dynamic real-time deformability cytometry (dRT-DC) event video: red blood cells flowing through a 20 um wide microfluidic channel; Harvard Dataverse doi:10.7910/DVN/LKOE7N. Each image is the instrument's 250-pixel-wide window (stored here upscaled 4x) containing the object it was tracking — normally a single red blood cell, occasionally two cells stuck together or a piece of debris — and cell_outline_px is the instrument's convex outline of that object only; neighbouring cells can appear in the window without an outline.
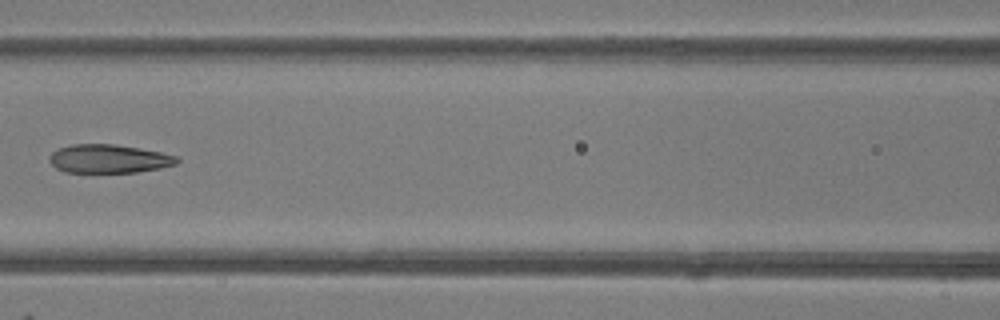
{"species": "common noctule bat (a hibernating species)", "species_latin": "Nyctalus noctula", "temperature_condition": "room temperature", "stored_images_in_passage": 6, "camera_frame_rate_fps": 3000, "um_per_image_px": 0.085, "animal": {"sex": "female"}, "frame": {"image": 1, "passage_image": 6, "time_ms": 6.333, "image_size_px": [1000, 320], "cell_outline_px": [[180, 160], [176, 164], [160, 168], [136, 172], [64, 172], [56, 168], [48, 160], [52, 152], [60, 148], [72, 144], [112, 144], [160, 152], [176, 156]], "centroid_in_image_um": [9.23, 13.5], "position_along_channel_um": 157.4, "area_um2": 20.98}}